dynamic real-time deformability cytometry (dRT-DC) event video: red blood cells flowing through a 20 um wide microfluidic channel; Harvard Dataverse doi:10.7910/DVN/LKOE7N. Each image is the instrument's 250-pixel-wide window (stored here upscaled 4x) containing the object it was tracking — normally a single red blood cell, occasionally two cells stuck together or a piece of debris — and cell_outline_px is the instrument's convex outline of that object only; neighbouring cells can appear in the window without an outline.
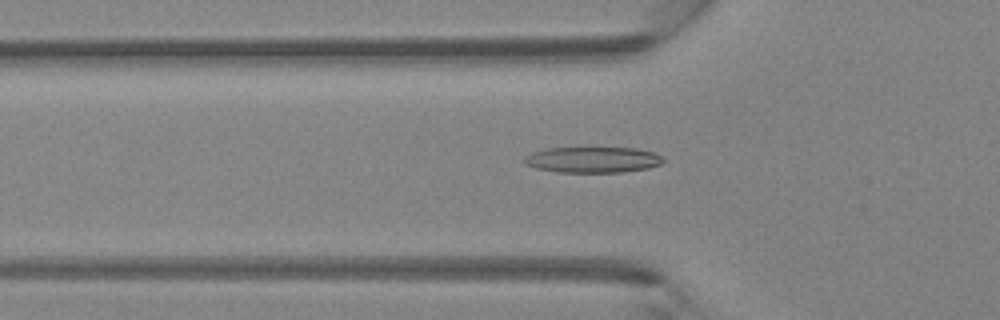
{"species": "Egyptian fruit bat (a non-hibernating species)", "species_latin": "Rousettus aegyptiacus", "temperature_condition": "room temperature", "stored_images_in_passage": 45, "camera_frame_rate_fps": 3000, "um_per_image_px": 0.085, "animal": {"sex": "female"}, "frame": {"image": 1, "passage_image": 15, "time_ms": 4.667, "image_size_px": [1000, 320], "cell_outline_px": [[664, 160], [660, 164], [648, 168], [624, 172], [560, 172], [536, 168], [528, 164], [524, 160], [524, 156], [532, 152], [548, 148], [636, 148], [656, 152]], "centroid_in_image_um": [50.41, 13.57], "position_along_channel_um": 75.4, "area_um2": 20.81}}
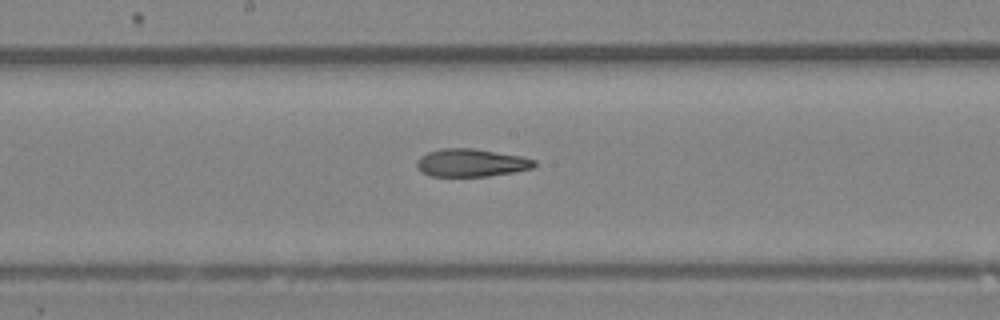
{"frame": {"image": 2, "passage_image": 24, "time_ms": 7.667, "image_size_px": [1000, 320], "cell_outline_px": [[536, 164], [532, 168], [512, 172], [488, 176], [428, 176], [420, 172], [416, 168], [416, 160], [420, 156], [428, 152], [440, 148], [472, 148], [520, 156], [536, 160]], "centroid_in_image_um": [39.98, 13.84], "position_along_channel_um": 208.2, "area_um2": 19.13}}
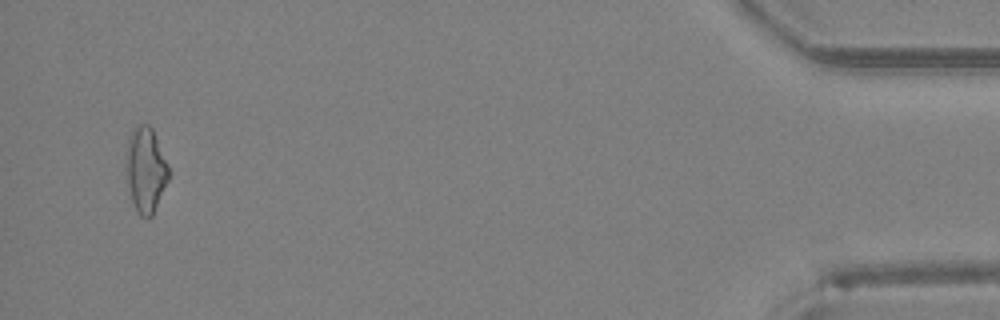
{"frame": {"image": 3, "passage_image": 44, "time_ms": 14.333, "image_size_px": [1000, 320], "cell_outline_px": [[168, 180], [152, 216], [148, 220], [140, 216], [136, 212], [132, 200], [124, 168], [124, 160], [128, 136], [132, 128], [140, 124], [148, 124], [152, 128], [168, 164]], "centroid_in_image_um": [12.34, 14.42], "position_along_channel_um": 422.9, "area_um2": 21.5}}